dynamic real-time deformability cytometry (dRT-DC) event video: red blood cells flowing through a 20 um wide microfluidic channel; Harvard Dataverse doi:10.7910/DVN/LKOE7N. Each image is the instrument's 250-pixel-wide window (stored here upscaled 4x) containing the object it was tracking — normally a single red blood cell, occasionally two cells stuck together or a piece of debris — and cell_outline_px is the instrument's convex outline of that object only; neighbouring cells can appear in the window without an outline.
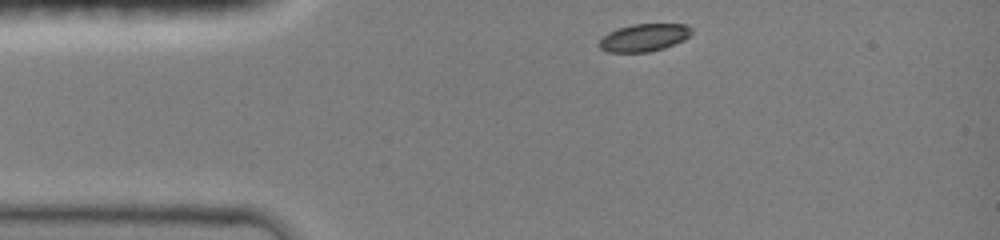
{"species": "common noctule bat (a hibernating species)", "species_latin": "Nyctalus noctula", "temperature_condition": "room temperature", "stored_images_in_passage": 35, "camera_frame_rate_fps": 3000, "um_per_image_px": 0.085, "animal": {"sex": "female", "body_mass_g": 19.0, "forearm_length_mm": 51.5}, "frame": {"image": 1, "passage_image": 1, "time_ms": 0.0, "image_size_px": [1000, 240], "cell_outline_px": [[692, 32], [684, 40], [664, 48], [648, 52], [608, 52], [600, 48], [600, 40], [608, 32], [632, 24], [684, 24], [692, 28]], "centroid_in_image_um": [54.76, 3.19], "position_along_channel_um": 30.2, "area_um2": 14.68}}
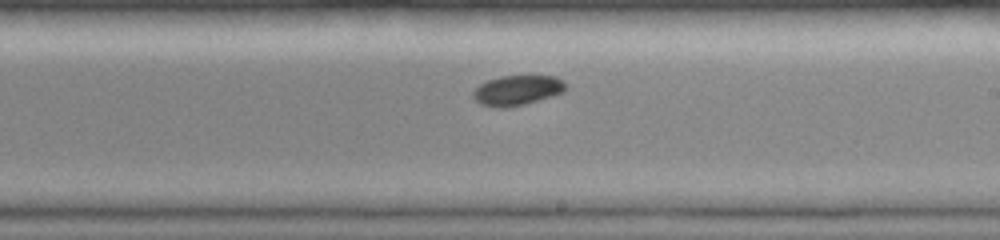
{"frame": {"image": 2, "passage_image": 20, "time_ms": 6.333, "image_size_px": [1000, 240], "cell_outline_px": [[568, 88], [564, 92], [552, 96], [524, 104], [500, 108], [480, 104], [472, 96], [472, 92], [480, 84], [488, 80], [500, 76], [556, 76]], "centroid_in_image_um": [43.95, 7.67], "position_along_channel_um": 245.0, "area_um2": 16.01}}
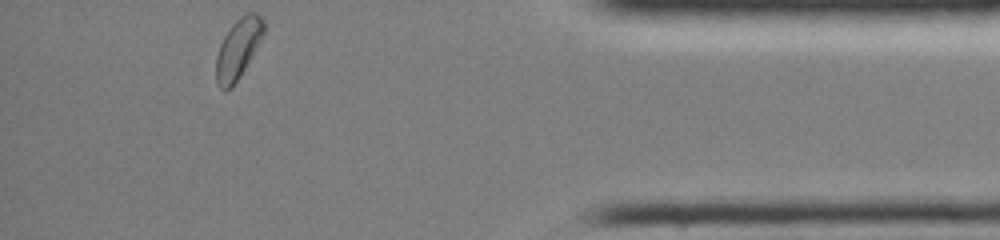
{"frame": {"image": 3, "passage_image": 35, "time_ms": 11.333, "image_size_px": [1000, 240], "cell_outline_px": [[264, 32], [256, 48], [240, 76], [232, 88], [224, 92], [216, 84], [216, 56], [220, 44], [224, 36], [232, 24], [240, 16], [248, 12], [256, 12], [264, 20]], "centroid_in_image_um": [20.22, 4.15], "position_along_channel_um": 415.0, "area_um2": 16.59}, "authors_computed_cell_mechanics": {"area_um2": 16.0106, "velocity_mm_per_s": 4.0247, "shape_relaxation_time_tau1_ms": 2.0249, "shape_relaxation_time_tau2_ms": null, "deformation_change_tau1": 0.09, "deformation_change_tau2": null}}